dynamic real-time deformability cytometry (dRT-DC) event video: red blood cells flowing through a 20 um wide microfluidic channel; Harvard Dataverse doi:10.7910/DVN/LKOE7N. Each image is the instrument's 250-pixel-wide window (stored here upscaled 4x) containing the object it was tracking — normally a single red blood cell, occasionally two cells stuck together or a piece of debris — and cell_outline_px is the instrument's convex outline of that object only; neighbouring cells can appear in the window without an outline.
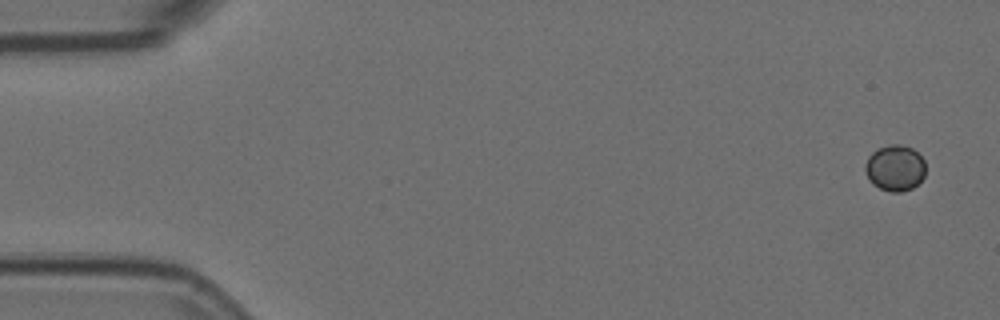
{"species": "Egyptian fruit bat (a non-hibernating species)", "species_latin": "Rousettus aegyptiacus", "temperature_condition": "room temperature", "stored_images_in_passage": 7, "camera_frame_rate_fps": 3000, "um_per_image_px": 0.085, "animal": {"sex": "female"}, "frame": {"image": 1, "passage_image": 1, "time_ms": 0.0, "image_size_px": [1000, 320], "cell_outline_px": [[924, 176], [912, 188], [900, 192], [892, 192], [880, 188], [872, 184], [868, 180], [864, 168], [864, 164], [868, 156], [872, 152], [880, 148], [892, 144], [900, 144], [912, 148], [924, 160]], "centroid_in_image_um": [76.04, 14.28], "position_along_channel_um": 9.0, "area_um2": 16.13}}